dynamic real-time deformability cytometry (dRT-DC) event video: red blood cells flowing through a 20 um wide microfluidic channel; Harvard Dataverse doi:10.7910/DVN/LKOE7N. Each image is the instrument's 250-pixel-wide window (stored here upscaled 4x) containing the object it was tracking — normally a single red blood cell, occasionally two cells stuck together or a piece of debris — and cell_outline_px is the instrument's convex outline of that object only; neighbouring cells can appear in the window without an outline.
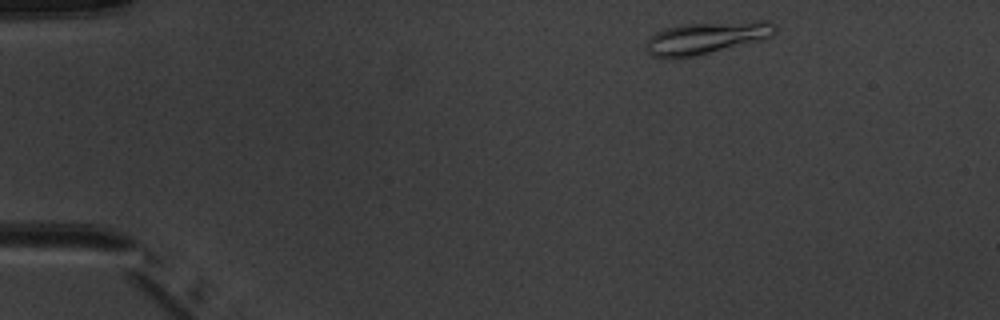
{"species": "common noctule bat (a hibernating species)", "species_latin": "Nyctalus noctula", "temperature_condition": "warm", "stored_images_in_passage": 5, "camera_frame_rate_fps": 3000, "um_per_image_px": 0.085, "animal": {"sex": "male", "body_mass_g": 20.1, "forearm_length_mm": 53.5}, "frame": {"image": 1, "passage_image": 1, "time_ms": 0.0, "image_size_px": [1000, 320], "cell_outline_px": [[776, 32], [772, 36], [764, 40], [680, 60], [660, 60], [652, 56], [648, 52], [648, 36], [656, 32], [680, 24], [756, 20], [768, 20], [776, 24]], "centroid_in_image_um": [60.07, 3.24], "position_along_channel_um": 24.9, "area_um2": 25.2}}
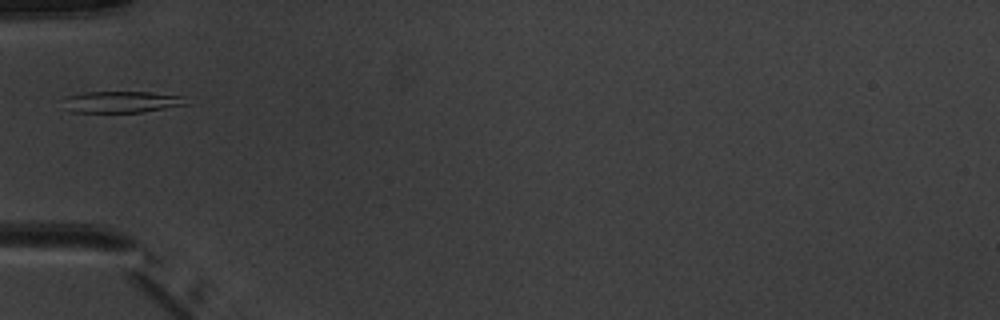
{"frame": {"image": 2, "passage_image": 3, "time_ms": 3.333, "image_size_px": [1000, 320], "cell_outline_px": [[188, 104], [144, 112], [72, 112], [64, 108], [64, 96], [84, 92], [152, 92], [188, 96]], "centroid_in_image_um": [10.37, 8.65], "position_along_channel_um": 74.6, "area_um2": 15.72}}
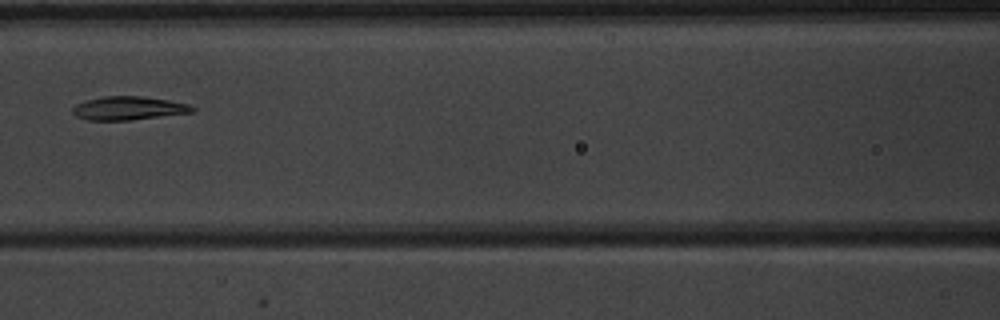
{"frame": {"image": 3, "passage_image": 5, "time_ms": 5.333, "image_size_px": [1000, 320], "cell_outline_px": [[196, 112], [132, 120], [88, 120], [76, 116], [72, 112], [72, 108], [76, 104], [84, 100], [100, 96], [144, 96], [168, 100], [188, 104], [196, 108]], "centroid_in_image_um": [10.93, 9.19], "position_along_channel_um": 155.7, "area_um2": 16.65}}